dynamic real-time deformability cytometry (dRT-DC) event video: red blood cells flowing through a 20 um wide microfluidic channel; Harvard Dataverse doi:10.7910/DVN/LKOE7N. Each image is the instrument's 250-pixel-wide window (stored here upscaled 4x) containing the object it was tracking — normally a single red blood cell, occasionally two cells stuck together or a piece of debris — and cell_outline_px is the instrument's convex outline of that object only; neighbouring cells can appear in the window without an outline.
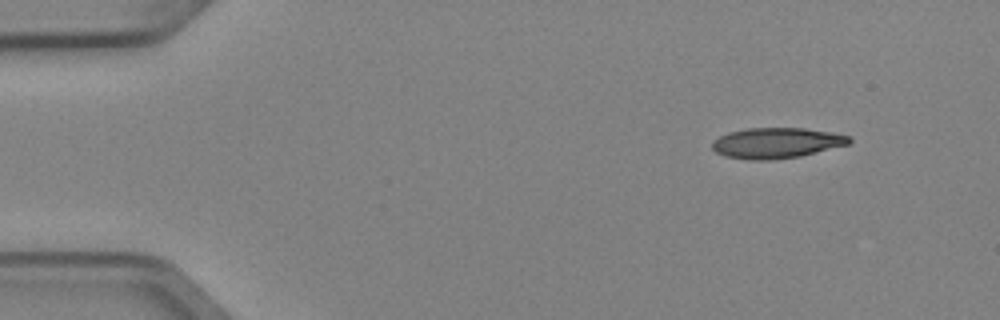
{"species": "Egyptian fruit bat (a non-hibernating species)", "species_latin": "Rousettus aegyptiacus", "temperature_condition": "cold", "stored_images_in_passage": 4, "camera_frame_rate_fps": 3000, "um_per_image_px": 0.085, "animal": {"sex": "female"}, "frame": {"image": 1, "passage_image": 1, "time_ms": 0.0, "image_size_px": [1000, 320], "cell_outline_px": [[852, 140], [848, 144], [800, 156], [772, 160], [752, 160], [724, 156], [716, 152], [712, 148], [712, 144], [720, 136], [728, 132], [748, 128], [804, 128], [832, 132], [852, 136]], "centroid_in_image_um": [66.02, 12.15], "position_along_channel_um": 19.0, "area_um2": 24.33}}
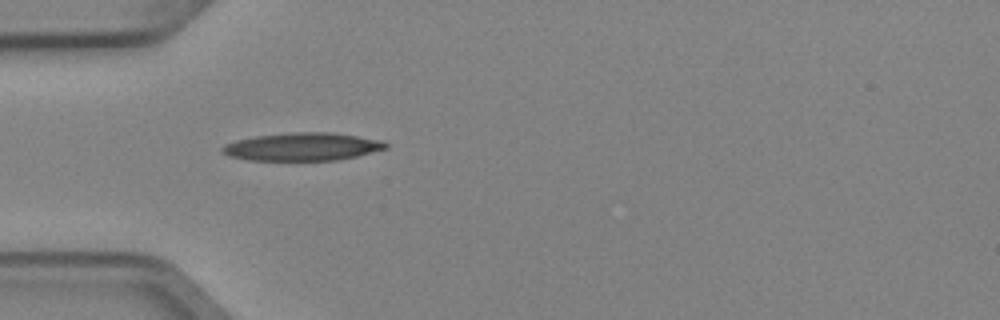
{"frame": {"image": 2, "passage_image": 4, "time_ms": 1.0, "image_size_px": [1000, 320], "cell_outline_px": [[388, 148], [356, 156], [336, 160], [248, 160], [228, 156], [220, 152], [220, 148], [224, 144], [236, 140], [256, 136], [296, 132], [332, 132], [384, 140], [388, 144]], "centroid_in_image_um": [25.7, 12.47], "position_along_channel_um": 59.3, "area_um2": 26.7}}